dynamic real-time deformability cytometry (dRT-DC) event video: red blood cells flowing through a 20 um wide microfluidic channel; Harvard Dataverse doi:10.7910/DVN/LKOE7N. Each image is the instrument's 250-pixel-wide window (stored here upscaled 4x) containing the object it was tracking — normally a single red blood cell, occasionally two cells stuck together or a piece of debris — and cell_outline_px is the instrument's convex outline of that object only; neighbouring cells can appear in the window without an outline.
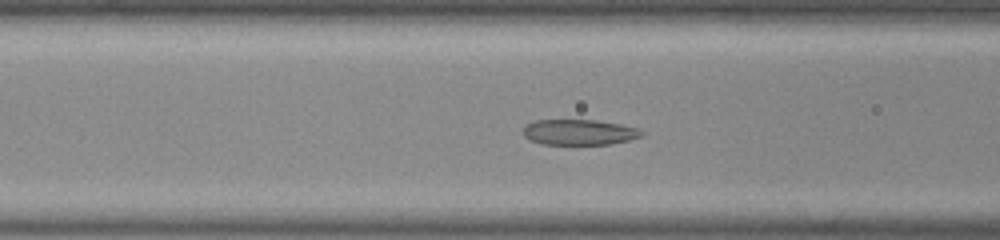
{"species": "common noctule bat (a hibernating species)", "species_latin": "Nyctalus noctula", "temperature_condition": "room temperature", "stored_images_in_passage": 52, "camera_frame_rate_fps": 3000, "um_per_image_px": 0.085, "animal": {"sex": "male", "body_mass_g": 20.0, "forearm_length_mm": 53.3}, "frame": {"image": 1, "passage_image": 21, "time_ms": 6.667, "image_size_px": [1000, 240], "cell_outline_px": [[644, 136], [628, 140], [608, 144], [540, 144], [524, 136], [524, 128], [528, 124], [536, 120], [596, 120], [620, 124], [636, 128], [644, 132]], "centroid_in_image_um": [49.25, 11.24], "position_along_channel_um": 117.3, "area_um2": 17.46}}
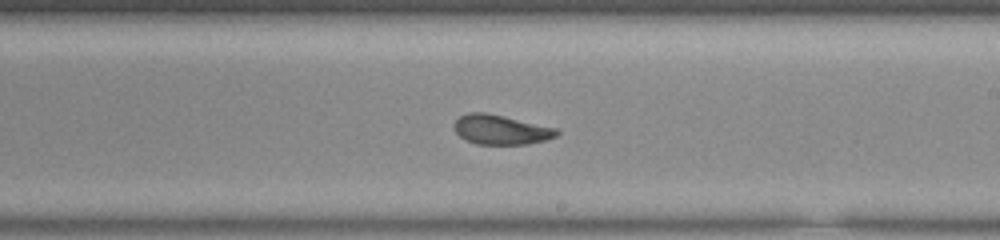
{"frame": {"image": 2, "passage_image": 31, "time_ms": 10.0, "image_size_px": [1000, 240], "cell_outline_px": [[560, 132], [556, 136], [544, 140], [524, 144], [476, 144], [460, 136], [456, 132], [452, 124], [460, 116], [468, 112], [484, 112], [556, 128]], "centroid_in_image_um": [42.53, 11.02], "position_along_channel_um": 246.5, "area_um2": 17.4}}
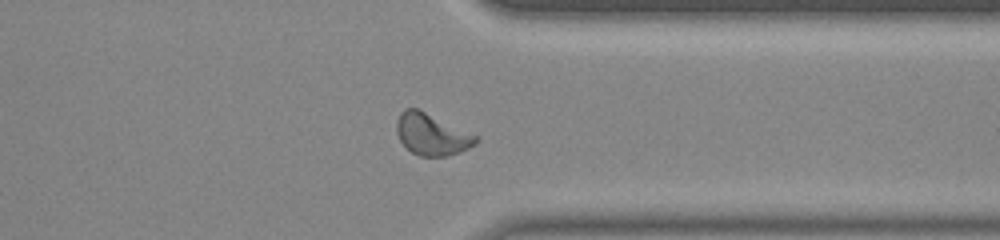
{"frame": {"image": 3, "passage_image": 41, "time_ms": 13.333, "image_size_px": [1000, 240], "cell_outline_px": [[480, 140], [476, 144], [468, 148], [448, 156], [420, 156], [412, 152], [400, 140], [396, 132], [396, 120], [400, 112], [404, 108], [416, 108], [476, 136]], "centroid_in_image_um": [36.65, 11.43], "position_along_channel_um": 374.7, "area_um2": 18.79}, "authors_computed_cell_mechanics": {"area_um2": 18.7272, "velocity_mm_per_s": 3.8762, "shape_relaxation_time_tau1_ms": 4.8831, "shape_relaxation_time_tau2_ms": 1.5712, "deformation_change_tau1": 0.141, "deformation_change_tau2": 0.0824}}